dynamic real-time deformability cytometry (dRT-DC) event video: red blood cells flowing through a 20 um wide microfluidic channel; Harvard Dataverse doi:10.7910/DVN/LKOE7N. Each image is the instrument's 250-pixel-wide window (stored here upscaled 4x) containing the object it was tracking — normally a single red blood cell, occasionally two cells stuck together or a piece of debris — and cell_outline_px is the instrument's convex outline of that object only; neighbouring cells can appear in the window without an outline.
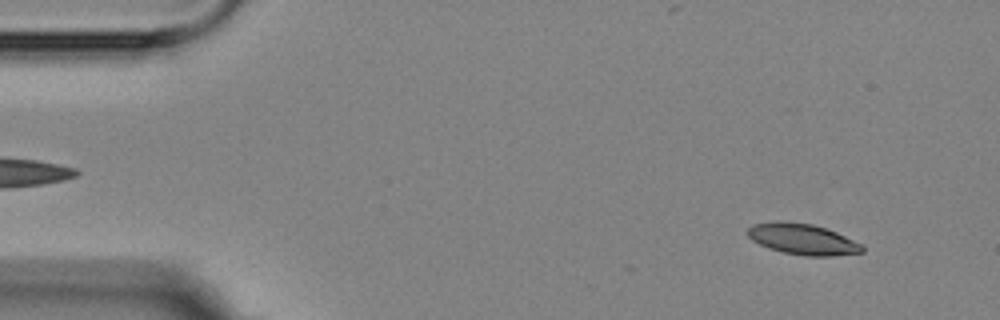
{"species": "Egyptian fruit bat (a non-hibernating species)", "species_latin": "Rousettus aegyptiacus", "temperature_condition": "room temperature", "stored_images_in_passage": 6, "camera_frame_rate_fps": 3000, "um_per_image_px": 0.085, "animal": {"sex": "female"}, "frame": {"image": 1, "passage_image": 1, "time_ms": 0.0, "image_size_px": [1000, 320], "cell_outline_px": [[864, 252], [832, 256], [808, 256], [784, 252], [768, 248], [752, 240], [748, 236], [748, 228], [752, 224], [772, 220], [788, 220], [812, 224], [836, 232], [860, 244], [864, 248]], "centroid_in_image_um": [68.17, 20.3], "position_along_channel_um": 16.8, "area_um2": 20.69}}
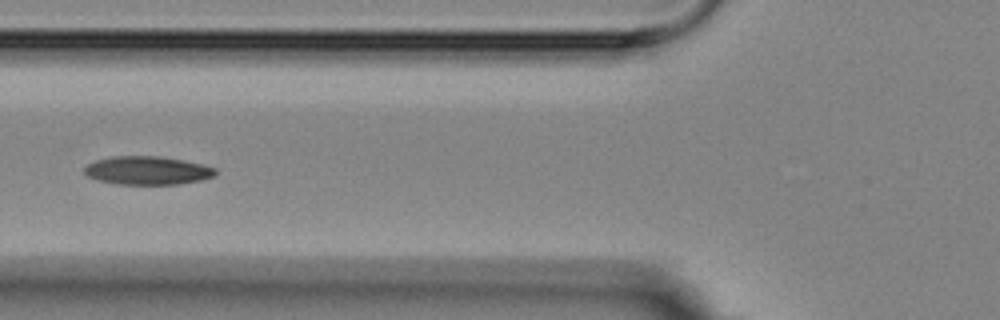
{"frame": {"image": 2, "passage_image": 5, "time_ms": 5.333, "image_size_px": [1000, 320], "cell_outline_px": [[216, 172], [212, 176], [200, 180], [180, 184], [116, 184], [100, 180], [88, 176], [84, 172], [84, 168], [88, 164], [96, 160], [112, 156], [160, 156], [184, 160], [216, 168]], "centroid_in_image_um": [12.52, 14.48], "position_along_channel_um": 113.3, "area_um2": 21.5}}
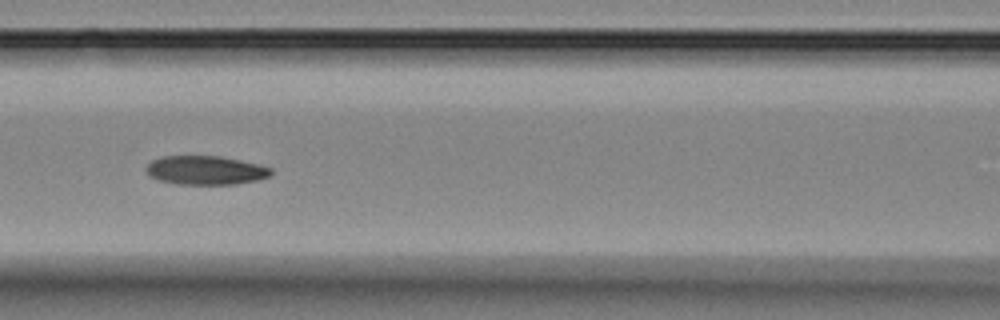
{"frame": {"image": 3, "passage_image": 6, "time_ms": 6.333, "image_size_px": [1000, 320], "cell_outline_px": [[272, 176], [260, 180], [236, 184], [176, 184], [160, 180], [148, 176], [144, 168], [152, 160], [164, 156], [220, 156], [240, 160], [272, 168]], "centroid_in_image_um": [17.48, 14.48], "position_along_channel_um": 149.1, "area_um2": 21.15}}